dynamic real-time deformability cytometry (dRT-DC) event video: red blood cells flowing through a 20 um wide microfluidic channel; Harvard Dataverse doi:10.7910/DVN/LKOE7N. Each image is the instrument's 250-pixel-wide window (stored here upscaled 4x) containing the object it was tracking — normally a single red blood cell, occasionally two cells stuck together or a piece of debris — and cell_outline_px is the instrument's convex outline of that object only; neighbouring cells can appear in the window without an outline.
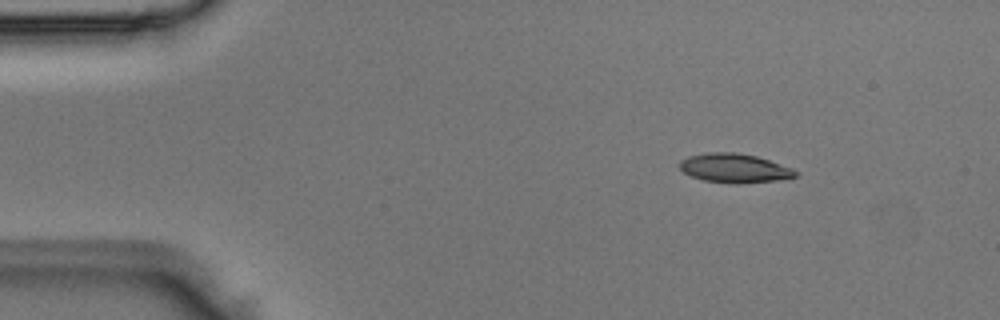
{"species": "Egyptian fruit bat (a non-hibernating species)", "species_latin": "Rousettus aegyptiacus", "temperature_condition": "room temperature", "stored_images_in_passage": 3, "camera_frame_rate_fps": 3000, "um_per_image_px": 0.085, "animal": {"sex": "male"}, "frame": {"image": 1, "passage_image": 1, "time_ms": 0.0, "image_size_px": [1000, 320], "cell_outline_px": [[800, 172], [796, 176], [776, 180], [736, 184], [704, 180], [692, 176], [684, 172], [680, 168], [680, 160], [688, 156], [708, 152], [736, 152], [756, 156], [792, 168]], "centroid_in_image_um": [62.42, 14.28], "position_along_channel_um": 22.6, "area_um2": 19.48}}